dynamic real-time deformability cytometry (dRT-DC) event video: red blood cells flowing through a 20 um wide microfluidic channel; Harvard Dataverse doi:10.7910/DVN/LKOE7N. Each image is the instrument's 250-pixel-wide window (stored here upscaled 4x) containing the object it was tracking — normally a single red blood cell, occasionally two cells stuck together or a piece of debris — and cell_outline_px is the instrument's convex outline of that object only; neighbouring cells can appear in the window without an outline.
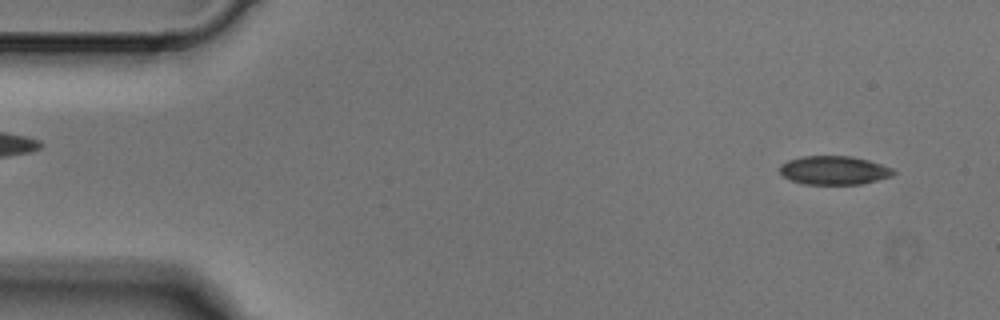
{"species": "Egyptian fruit bat (a non-hibernating species)", "species_latin": "Rousettus aegyptiacus", "temperature_condition": "cold", "stored_images_in_passage": 4, "segment_of_instrument_passage": [2, 2], "camera_frame_rate_fps": 3000, "um_per_image_px": 0.085, "animal": {"sex": "male"}, "frame": {"image": 1, "passage_image": 4, "time_ms": 1.0, "image_size_px": [1000, 320], "cell_outline_px": [[896, 172], [892, 176], [860, 184], [804, 184], [792, 180], [784, 176], [780, 172], [780, 164], [788, 160], [804, 156], [852, 156], [868, 160], [892, 168]], "centroid_in_image_um": [70.89, 14.47], "position_along_channel_um": 14.1, "area_um2": 18.84}}